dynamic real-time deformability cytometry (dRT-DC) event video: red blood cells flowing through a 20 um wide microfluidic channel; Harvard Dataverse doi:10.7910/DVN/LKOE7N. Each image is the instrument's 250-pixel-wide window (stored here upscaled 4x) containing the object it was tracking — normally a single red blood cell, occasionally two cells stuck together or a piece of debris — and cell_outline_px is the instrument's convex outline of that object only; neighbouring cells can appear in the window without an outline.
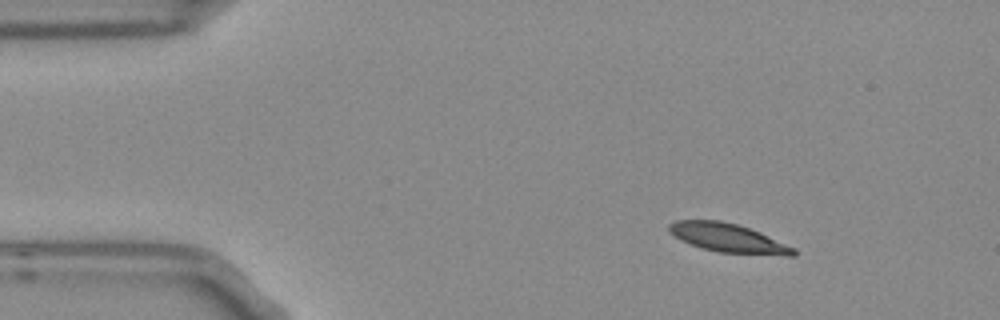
{"species": "Egyptian fruit bat (a non-hibernating species)", "species_latin": "Rousettus aegyptiacus", "temperature_condition": "room temperature", "stored_images_in_passage": 3, "camera_frame_rate_fps": 3000, "um_per_image_px": 0.085, "frame": {"image": 1, "passage_image": 1, "time_ms": 0.0, "image_size_px": [1000, 320], "cell_outline_px": [[796, 256], [788, 256], [716, 252], [700, 248], [680, 240], [668, 232], [668, 224], [676, 220], [720, 220], [736, 224], [760, 232], [796, 248]], "centroid_in_image_um": [61.88, 20.24], "position_along_channel_um": 23.1, "area_um2": 21.15}}